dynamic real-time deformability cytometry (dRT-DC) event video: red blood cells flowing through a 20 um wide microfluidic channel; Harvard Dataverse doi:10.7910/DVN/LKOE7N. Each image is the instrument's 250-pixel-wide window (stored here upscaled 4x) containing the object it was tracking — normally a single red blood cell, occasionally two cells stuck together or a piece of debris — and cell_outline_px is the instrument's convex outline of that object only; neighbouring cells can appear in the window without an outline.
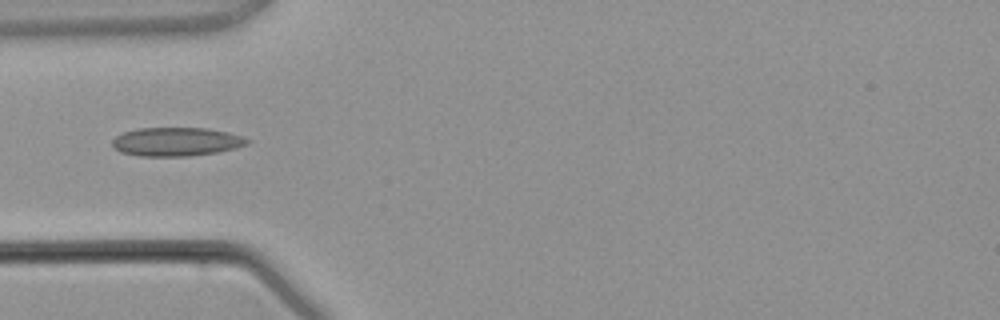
{"species": "common noctule bat (a hibernating species)", "species_latin": "Nyctalus noctula", "temperature_condition": "warm", "stored_images_in_passage": 3, "camera_frame_rate_fps": 3000, "um_per_image_px": 0.085, "animal": {"sex": "male", "body_mass_g": 21.5, "forearm_length_mm": 52.0}, "frame": {"image": 1, "passage_image": 3, "time_ms": 2.667, "image_size_px": [1000, 320], "cell_outline_px": [[252, 140], [248, 144], [236, 148], [216, 152], [188, 156], [140, 156], [120, 152], [112, 148], [112, 140], [116, 136], [124, 132], [136, 128], [208, 128], [228, 132], [244, 136]], "centroid_in_image_um": [15.0, 12.04], "position_along_channel_um": 70.0, "area_um2": 22.77}}